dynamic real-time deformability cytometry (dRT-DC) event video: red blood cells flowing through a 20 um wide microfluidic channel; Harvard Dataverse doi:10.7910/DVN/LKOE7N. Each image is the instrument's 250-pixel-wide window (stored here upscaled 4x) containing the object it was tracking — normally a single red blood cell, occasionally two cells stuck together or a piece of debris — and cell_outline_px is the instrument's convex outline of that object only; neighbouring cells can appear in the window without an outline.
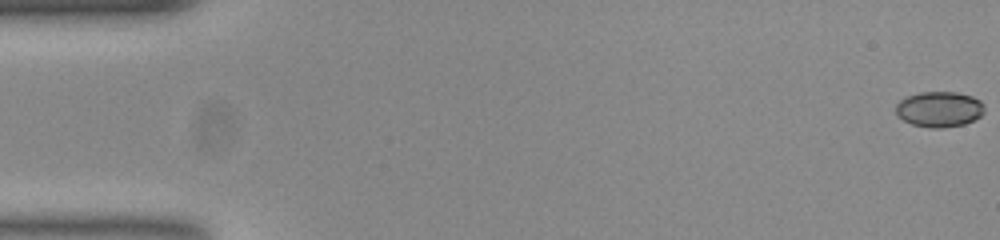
{"species": "common noctule bat (a hibernating species)", "species_latin": "Nyctalus noctula", "temperature_condition": "room temperature", "stored_images_in_passage": 55, "camera_frame_rate_fps": 3000, "um_per_image_px": 0.085, "animal": {"sex": "female", "body_mass_g": 23.0, "forearm_length_mm": 53.4}, "frame": {"image": 1, "passage_image": 1, "time_ms": 0.0, "image_size_px": [1000, 240], "cell_outline_px": [[984, 112], [980, 116], [964, 124], [944, 128], [932, 128], [912, 124], [896, 116], [896, 104], [900, 100], [908, 96], [920, 92], [956, 92], [972, 96], [980, 100], [984, 104]], "centroid_in_image_um": [79.84, 9.28], "position_along_channel_um": 5.2, "area_um2": 18.38}}
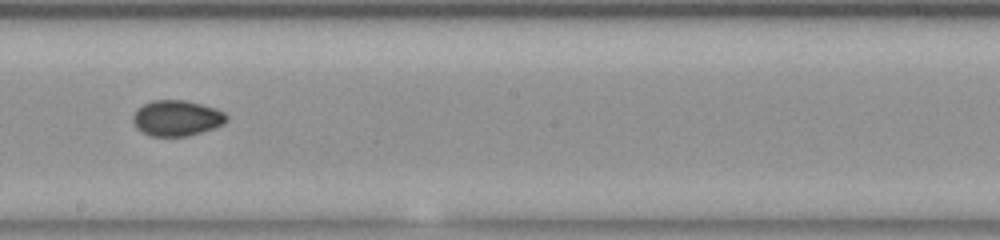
{"frame": {"image": 2, "passage_image": 31, "time_ms": 10.0, "image_size_px": [1000, 240], "cell_outline_px": [[228, 120], [224, 124], [188, 136], [152, 136], [140, 132], [136, 128], [132, 120], [132, 116], [136, 108], [152, 100], [184, 100], [216, 108], [224, 112], [228, 116]], "centroid_in_image_um": [14.99, 10.04], "position_along_channel_um": 233.2, "area_um2": 19.59}}
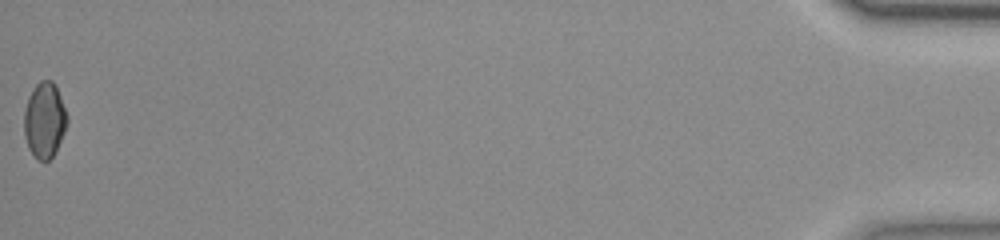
{"frame": {"image": 3, "passage_image": 55, "time_ms": 18.0, "image_size_px": [1000, 240], "cell_outline_px": [[68, 120], [64, 132], [52, 156], [48, 160], [36, 160], [28, 148], [24, 136], [24, 112], [28, 96], [36, 84], [40, 80], [52, 80], [60, 96], [68, 116]], "centroid_in_image_um": [3.76, 10.21], "position_along_channel_um": 431.4, "area_um2": 18.84}, "authors_computed_cell_mechanics": {"area_um2": 19.0162, "velocity_mm_per_s": 3.7887, "shape_relaxation_time_tau1_ms": null, "shape_relaxation_time_tau2_ms": 1.3741, "deformation_change_tau1": null, "deformation_change_tau2": 0.0317}}